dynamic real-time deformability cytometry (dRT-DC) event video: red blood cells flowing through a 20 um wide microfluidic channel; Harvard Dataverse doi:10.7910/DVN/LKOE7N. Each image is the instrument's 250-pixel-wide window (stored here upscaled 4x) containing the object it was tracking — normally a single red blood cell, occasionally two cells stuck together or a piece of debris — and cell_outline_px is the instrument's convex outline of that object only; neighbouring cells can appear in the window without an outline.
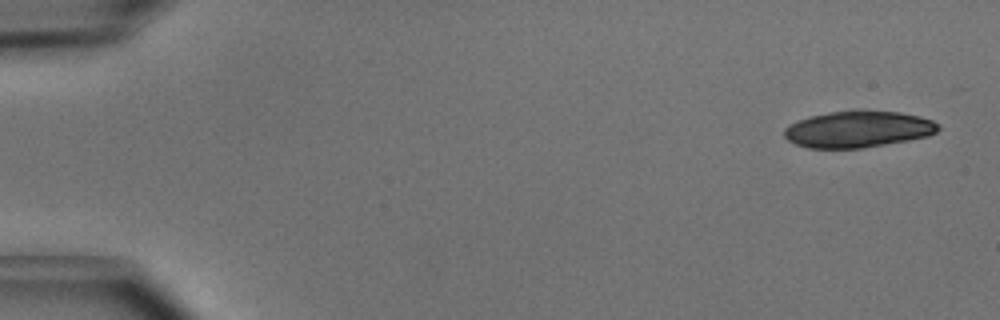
{"species": "common noctule bat (a hibernating species)", "species_latin": "Nyctalus noctula", "temperature_condition": "cold", "stored_images_in_passage": 8, "camera_frame_rate_fps": 3000, "um_per_image_px": 0.085, "animal": {"sex": "male", "body_mass_g": 15.6}, "frame": {"image": 1, "passage_image": 1, "time_ms": 0.0, "image_size_px": [1000, 320], "cell_outline_px": [[940, 128], [936, 132], [928, 136], [908, 140], [864, 148], [808, 148], [796, 144], [788, 140], [784, 136], [784, 128], [800, 120], [812, 116], [828, 112], [860, 108], [900, 112], [920, 116], [932, 120], [940, 124]], "centroid_in_image_um": [72.98, 10.96], "position_along_channel_um": 12.0, "area_um2": 33.23}}
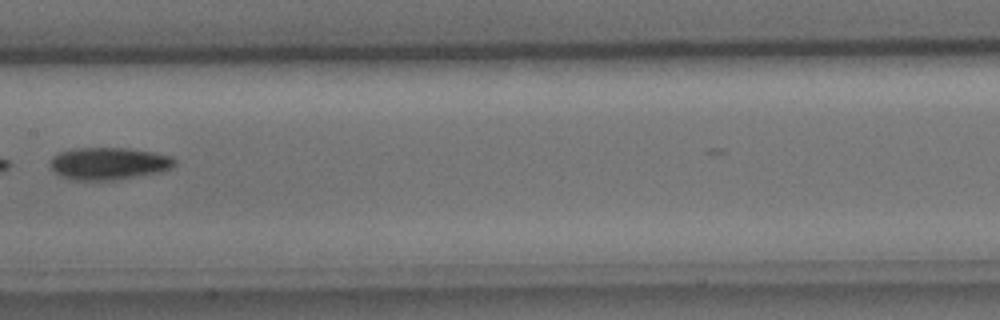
{"frame": {"image": 2, "passage_image": 7, "time_ms": 2.0, "image_size_px": [1000, 320], "cell_outline_px": [[176, 164], [172, 168], [160, 172], [116, 180], [76, 180], [60, 176], [48, 164], [52, 156], [60, 152], [72, 148], [128, 148], [152, 152], [172, 156], [176, 160]], "centroid_in_image_um": [9.24, 13.89], "position_along_channel_um": 198.2, "area_um2": 23.58}}